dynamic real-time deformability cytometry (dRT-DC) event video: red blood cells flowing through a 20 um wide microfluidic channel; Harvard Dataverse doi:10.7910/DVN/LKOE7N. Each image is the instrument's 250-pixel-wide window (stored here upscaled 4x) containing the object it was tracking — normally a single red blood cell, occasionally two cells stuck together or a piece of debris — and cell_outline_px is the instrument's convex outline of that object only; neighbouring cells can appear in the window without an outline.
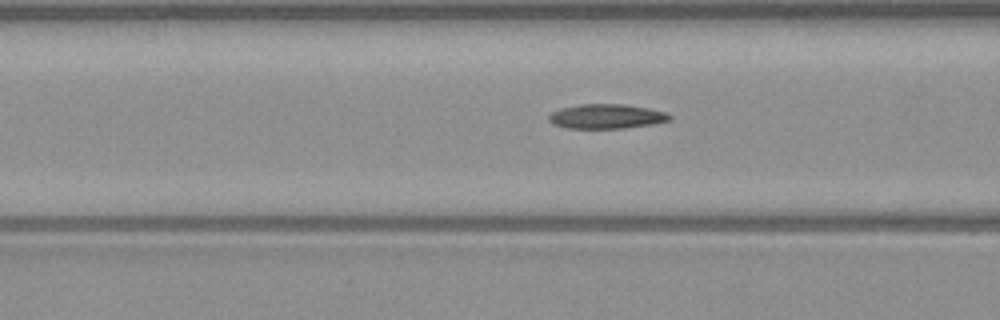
{"species": "common noctule bat (a hibernating species)", "species_latin": "Nyctalus noctula", "temperature_condition": "warm", "stored_images_in_passage": 44, "camera_frame_rate_fps": 3000, "um_per_image_px": 0.085, "animal": {"sex": "male", "body_mass_g": 23.1, "forearm_length_mm": 52.7}, "frame": {"image": 1, "passage_image": 20, "time_ms": 6.333, "image_size_px": [1000, 320], "cell_outline_px": [[672, 116], [668, 120], [652, 124], [624, 128], [564, 128], [552, 124], [548, 120], [548, 116], [552, 112], [560, 108], [580, 104], [624, 104], [648, 108], [668, 112]], "centroid_in_image_um": [51.52, 9.89], "position_along_channel_um": 115.1, "area_um2": 17.34}}
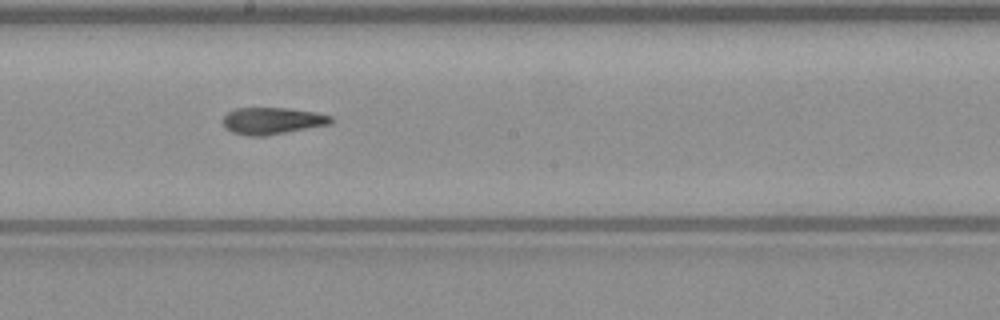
{"frame": {"image": 2, "passage_image": 28, "time_ms": 9.0, "image_size_px": [1000, 320], "cell_outline_px": [[332, 124], [264, 136], [248, 136], [232, 132], [224, 128], [224, 116], [228, 112], [236, 108], [288, 108], [316, 112], [332, 116]], "centroid_in_image_um": [23.15, 10.27], "position_along_channel_um": 225.0, "area_um2": 16.94}}
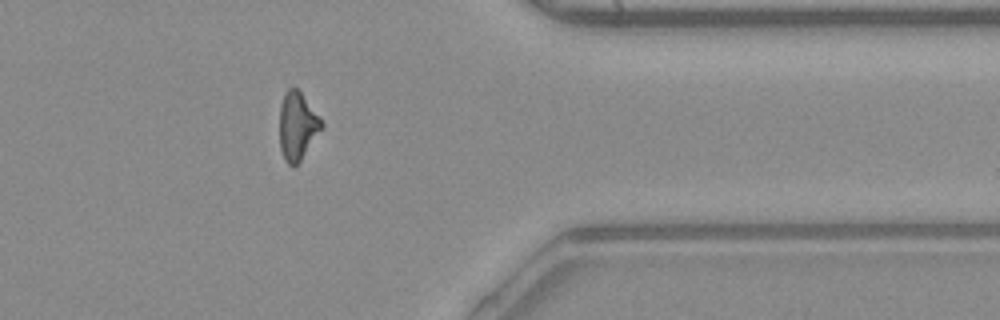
{"frame": {"image": 3, "passage_image": 41, "time_ms": 13.333, "image_size_px": [1000, 320], "cell_outline_px": [[324, 128], [300, 160], [292, 168], [284, 160], [280, 148], [280, 104], [284, 92], [288, 88], [296, 88], [300, 92], [320, 116], [324, 124]], "centroid_in_image_um": [25.29, 10.72], "position_along_channel_um": 386.1, "area_um2": 16.76}, "authors_computed_cell_mechanics": {"area_um2": 16.9354, "velocity_mm_per_s": 4.1142, "shape_relaxation_time_tau1_ms": null, "shape_relaxation_time_tau2_ms": 4.2458, "deformation_change_tau1": null, "deformation_change_tau2": 0.1423}}